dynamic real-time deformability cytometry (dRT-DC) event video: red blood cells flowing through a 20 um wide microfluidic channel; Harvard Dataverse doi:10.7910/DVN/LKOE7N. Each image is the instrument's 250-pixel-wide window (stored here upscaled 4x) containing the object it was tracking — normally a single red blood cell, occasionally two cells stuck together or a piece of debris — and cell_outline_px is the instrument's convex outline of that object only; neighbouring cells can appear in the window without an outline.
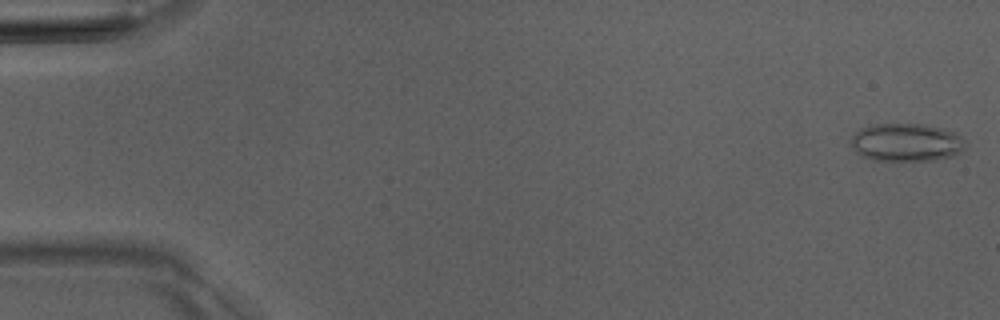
{"species": "Egyptian fruit bat (a non-hibernating species)", "species_latin": "Rousettus aegyptiacus", "temperature_condition": "room temperature", "stored_images_in_passage": 5, "camera_frame_rate_fps": 3000, "um_per_image_px": 0.085, "animal": {"sex": "male"}, "frame": {"image": 1, "passage_image": 1, "time_ms": 0.0, "image_size_px": [1000, 320], "cell_outline_px": [[964, 148], [960, 152], [952, 156], [936, 160], [876, 160], [864, 156], [856, 152], [848, 144], [852, 136], [856, 132], [872, 124], [924, 124], [940, 128], [952, 132], [960, 136], [964, 144]], "centroid_in_image_um": [77.0, 12.1], "position_along_channel_um": 8.0, "area_um2": 25.09}}